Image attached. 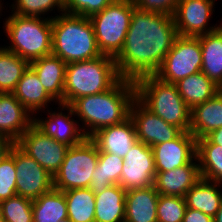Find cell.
<instances>
[{"mask_svg":"<svg viewBox=\"0 0 222 222\" xmlns=\"http://www.w3.org/2000/svg\"><path fill=\"white\" fill-rule=\"evenodd\" d=\"M177 36L173 16L135 7L124 46L114 58L120 78L154 75Z\"/></svg>","mask_w":222,"mask_h":222,"instance_id":"6da1fadb","label":"cell"},{"mask_svg":"<svg viewBox=\"0 0 222 222\" xmlns=\"http://www.w3.org/2000/svg\"><path fill=\"white\" fill-rule=\"evenodd\" d=\"M135 98V81L120 78L107 91L77 98L70 106L84 135L90 137L103 127L128 119Z\"/></svg>","mask_w":222,"mask_h":222,"instance_id":"7a4b0ae2","label":"cell"},{"mask_svg":"<svg viewBox=\"0 0 222 222\" xmlns=\"http://www.w3.org/2000/svg\"><path fill=\"white\" fill-rule=\"evenodd\" d=\"M52 55L66 64L97 58L99 51L89 17L63 13L52 19Z\"/></svg>","mask_w":222,"mask_h":222,"instance_id":"3957f363","label":"cell"},{"mask_svg":"<svg viewBox=\"0 0 222 222\" xmlns=\"http://www.w3.org/2000/svg\"><path fill=\"white\" fill-rule=\"evenodd\" d=\"M8 14L2 26L9 40L3 45L7 50L29 63L52 54V19Z\"/></svg>","mask_w":222,"mask_h":222,"instance_id":"277c9868","label":"cell"},{"mask_svg":"<svg viewBox=\"0 0 222 222\" xmlns=\"http://www.w3.org/2000/svg\"><path fill=\"white\" fill-rule=\"evenodd\" d=\"M119 79L115 59L109 55L69 63L66 67L63 104L70 105L77 98L105 92Z\"/></svg>","mask_w":222,"mask_h":222,"instance_id":"5b68a950","label":"cell"},{"mask_svg":"<svg viewBox=\"0 0 222 222\" xmlns=\"http://www.w3.org/2000/svg\"><path fill=\"white\" fill-rule=\"evenodd\" d=\"M136 97L165 122L190 131L191 108L179 95L177 86L146 75L135 81Z\"/></svg>","mask_w":222,"mask_h":222,"instance_id":"8992f818","label":"cell"},{"mask_svg":"<svg viewBox=\"0 0 222 222\" xmlns=\"http://www.w3.org/2000/svg\"><path fill=\"white\" fill-rule=\"evenodd\" d=\"M134 8L131 0H116L89 17L103 55L115 58L122 50Z\"/></svg>","mask_w":222,"mask_h":222,"instance_id":"52a82bcc","label":"cell"},{"mask_svg":"<svg viewBox=\"0 0 222 222\" xmlns=\"http://www.w3.org/2000/svg\"><path fill=\"white\" fill-rule=\"evenodd\" d=\"M98 156V148L89 137L80 144L71 146L59 171L53 177V188L59 191L88 188Z\"/></svg>","mask_w":222,"mask_h":222,"instance_id":"ba28073f","label":"cell"},{"mask_svg":"<svg viewBox=\"0 0 222 222\" xmlns=\"http://www.w3.org/2000/svg\"><path fill=\"white\" fill-rule=\"evenodd\" d=\"M201 66L200 36L178 35L154 76L163 82L175 84L179 80L201 71Z\"/></svg>","mask_w":222,"mask_h":222,"instance_id":"9c48e42d","label":"cell"},{"mask_svg":"<svg viewBox=\"0 0 222 222\" xmlns=\"http://www.w3.org/2000/svg\"><path fill=\"white\" fill-rule=\"evenodd\" d=\"M57 106L59 107L51 106L52 108L36 113L33 116V124L45 135L58 142L70 147L80 144L86 136L75 117L72 107L62 103L57 104Z\"/></svg>","mask_w":222,"mask_h":222,"instance_id":"30bf717a","label":"cell"},{"mask_svg":"<svg viewBox=\"0 0 222 222\" xmlns=\"http://www.w3.org/2000/svg\"><path fill=\"white\" fill-rule=\"evenodd\" d=\"M216 1L180 0L173 15L177 34L184 37H199L220 28L221 20L213 25L210 23L216 14Z\"/></svg>","mask_w":222,"mask_h":222,"instance_id":"8fae6325","label":"cell"},{"mask_svg":"<svg viewBox=\"0 0 222 222\" xmlns=\"http://www.w3.org/2000/svg\"><path fill=\"white\" fill-rule=\"evenodd\" d=\"M52 177L59 171L70 146L45 135L34 124L15 143Z\"/></svg>","mask_w":222,"mask_h":222,"instance_id":"7c38bea8","label":"cell"},{"mask_svg":"<svg viewBox=\"0 0 222 222\" xmlns=\"http://www.w3.org/2000/svg\"><path fill=\"white\" fill-rule=\"evenodd\" d=\"M16 194L35 200L53 189V177L32 157L14 144Z\"/></svg>","mask_w":222,"mask_h":222,"instance_id":"4fadbf2b","label":"cell"},{"mask_svg":"<svg viewBox=\"0 0 222 222\" xmlns=\"http://www.w3.org/2000/svg\"><path fill=\"white\" fill-rule=\"evenodd\" d=\"M123 159L119 185L124 190H137L154 185L156 170L150 146L138 141Z\"/></svg>","mask_w":222,"mask_h":222,"instance_id":"5bb4252c","label":"cell"},{"mask_svg":"<svg viewBox=\"0 0 222 222\" xmlns=\"http://www.w3.org/2000/svg\"><path fill=\"white\" fill-rule=\"evenodd\" d=\"M138 141L152 147L176 139L183 131L150 111L137 97L130 107Z\"/></svg>","mask_w":222,"mask_h":222,"instance_id":"9a60e30c","label":"cell"},{"mask_svg":"<svg viewBox=\"0 0 222 222\" xmlns=\"http://www.w3.org/2000/svg\"><path fill=\"white\" fill-rule=\"evenodd\" d=\"M156 172H166L184 166L197 155V139L182 132L176 139L152 146Z\"/></svg>","mask_w":222,"mask_h":222,"instance_id":"2e32d148","label":"cell"},{"mask_svg":"<svg viewBox=\"0 0 222 222\" xmlns=\"http://www.w3.org/2000/svg\"><path fill=\"white\" fill-rule=\"evenodd\" d=\"M89 138L96 144L98 152H108L122 158L138 142L136 128L130 117L118 125L99 129Z\"/></svg>","mask_w":222,"mask_h":222,"instance_id":"e0dca14e","label":"cell"},{"mask_svg":"<svg viewBox=\"0 0 222 222\" xmlns=\"http://www.w3.org/2000/svg\"><path fill=\"white\" fill-rule=\"evenodd\" d=\"M33 124V116L12 93H0V136L16 143Z\"/></svg>","mask_w":222,"mask_h":222,"instance_id":"ac0fdd59","label":"cell"},{"mask_svg":"<svg viewBox=\"0 0 222 222\" xmlns=\"http://www.w3.org/2000/svg\"><path fill=\"white\" fill-rule=\"evenodd\" d=\"M200 179L196 156L184 166L166 172H156L153 186L160 195L184 197Z\"/></svg>","mask_w":222,"mask_h":222,"instance_id":"d6986e66","label":"cell"},{"mask_svg":"<svg viewBox=\"0 0 222 222\" xmlns=\"http://www.w3.org/2000/svg\"><path fill=\"white\" fill-rule=\"evenodd\" d=\"M12 94L32 116L47 110L54 103L55 106L59 104L42 86L38 75L30 66L23 73Z\"/></svg>","mask_w":222,"mask_h":222,"instance_id":"ffe728a7","label":"cell"},{"mask_svg":"<svg viewBox=\"0 0 222 222\" xmlns=\"http://www.w3.org/2000/svg\"><path fill=\"white\" fill-rule=\"evenodd\" d=\"M159 195L154 186L127 190L124 222H157Z\"/></svg>","mask_w":222,"mask_h":222,"instance_id":"44dd1931","label":"cell"},{"mask_svg":"<svg viewBox=\"0 0 222 222\" xmlns=\"http://www.w3.org/2000/svg\"><path fill=\"white\" fill-rule=\"evenodd\" d=\"M42 86L58 102L63 104V93L67 64L54 55L41 57L30 62Z\"/></svg>","mask_w":222,"mask_h":222,"instance_id":"7402d4cb","label":"cell"},{"mask_svg":"<svg viewBox=\"0 0 222 222\" xmlns=\"http://www.w3.org/2000/svg\"><path fill=\"white\" fill-rule=\"evenodd\" d=\"M222 127V92L191 109L190 133L196 138L206 137Z\"/></svg>","mask_w":222,"mask_h":222,"instance_id":"603a6c76","label":"cell"},{"mask_svg":"<svg viewBox=\"0 0 222 222\" xmlns=\"http://www.w3.org/2000/svg\"><path fill=\"white\" fill-rule=\"evenodd\" d=\"M187 208L215 217L222 202V184L201 178L184 196Z\"/></svg>","mask_w":222,"mask_h":222,"instance_id":"cb8c5ba5","label":"cell"},{"mask_svg":"<svg viewBox=\"0 0 222 222\" xmlns=\"http://www.w3.org/2000/svg\"><path fill=\"white\" fill-rule=\"evenodd\" d=\"M125 196L126 190L119 184L95 194V222H124Z\"/></svg>","mask_w":222,"mask_h":222,"instance_id":"d4e9b609","label":"cell"},{"mask_svg":"<svg viewBox=\"0 0 222 222\" xmlns=\"http://www.w3.org/2000/svg\"><path fill=\"white\" fill-rule=\"evenodd\" d=\"M203 72L217 86H222V26L200 36Z\"/></svg>","mask_w":222,"mask_h":222,"instance_id":"484cf974","label":"cell"},{"mask_svg":"<svg viewBox=\"0 0 222 222\" xmlns=\"http://www.w3.org/2000/svg\"><path fill=\"white\" fill-rule=\"evenodd\" d=\"M175 85L179 95L191 109L220 91V87L201 71L179 80Z\"/></svg>","mask_w":222,"mask_h":222,"instance_id":"4316f807","label":"cell"},{"mask_svg":"<svg viewBox=\"0 0 222 222\" xmlns=\"http://www.w3.org/2000/svg\"><path fill=\"white\" fill-rule=\"evenodd\" d=\"M124 159L108 152H99L89 189L98 194L111 185L119 184Z\"/></svg>","mask_w":222,"mask_h":222,"instance_id":"83f0119b","label":"cell"},{"mask_svg":"<svg viewBox=\"0 0 222 222\" xmlns=\"http://www.w3.org/2000/svg\"><path fill=\"white\" fill-rule=\"evenodd\" d=\"M33 222H59L68 218V208L63 191L52 189L33 200Z\"/></svg>","mask_w":222,"mask_h":222,"instance_id":"f1b7e54d","label":"cell"},{"mask_svg":"<svg viewBox=\"0 0 222 222\" xmlns=\"http://www.w3.org/2000/svg\"><path fill=\"white\" fill-rule=\"evenodd\" d=\"M196 156L201 178L222 184V146L207 137L199 138Z\"/></svg>","mask_w":222,"mask_h":222,"instance_id":"f546056e","label":"cell"},{"mask_svg":"<svg viewBox=\"0 0 222 222\" xmlns=\"http://www.w3.org/2000/svg\"><path fill=\"white\" fill-rule=\"evenodd\" d=\"M71 222H95V194L89 188L63 191Z\"/></svg>","mask_w":222,"mask_h":222,"instance_id":"4dcf8cb0","label":"cell"},{"mask_svg":"<svg viewBox=\"0 0 222 222\" xmlns=\"http://www.w3.org/2000/svg\"><path fill=\"white\" fill-rule=\"evenodd\" d=\"M30 63L0 45V93H12Z\"/></svg>","mask_w":222,"mask_h":222,"instance_id":"1f68e13d","label":"cell"},{"mask_svg":"<svg viewBox=\"0 0 222 222\" xmlns=\"http://www.w3.org/2000/svg\"><path fill=\"white\" fill-rule=\"evenodd\" d=\"M6 9L23 17H42L53 19L65 13L64 0H12ZM11 5V6H10ZM57 12H56V11ZM54 11V12H53ZM51 13H55L54 16ZM59 13V14H58ZM51 14V15H49ZM48 15V16H47Z\"/></svg>","mask_w":222,"mask_h":222,"instance_id":"d6a6232c","label":"cell"},{"mask_svg":"<svg viewBox=\"0 0 222 222\" xmlns=\"http://www.w3.org/2000/svg\"><path fill=\"white\" fill-rule=\"evenodd\" d=\"M33 201L14 195L0 202V213L5 222H33Z\"/></svg>","mask_w":222,"mask_h":222,"instance_id":"836d02e7","label":"cell"},{"mask_svg":"<svg viewBox=\"0 0 222 222\" xmlns=\"http://www.w3.org/2000/svg\"><path fill=\"white\" fill-rule=\"evenodd\" d=\"M186 209L184 197L159 195L157 222H182Z\"/></svg>","mask_w":222,"mask_h":222,"instance_id":"e575fe53","label":"cell"},{"mask_svg":"<svg viewBox=\"0 0 222 222\" xmlns=\"http://www.w3.org/2000/svg\"><path fill=\"white\" fill-rule=\"evenodd\" d=\"M16 180L13 145L9 154L0 162V202L16 195Z\"/></svg>","mask_w":222,"mask_h":222,"instance_id":"d590c367","label":"cell"},{"mask_svg":"<svg viewBox=\"0 0 222 222\" xmlns=\"http://www.w3.org/2000/svg\"><path fill=\"white\" fill-rule=\"evenodd\" d=\"M116 0H64L65 13L90 17Z\"/></svg>","mask_w":222,"mask_h":222,"instance_id":"8d00e7d4","label":"cell"},{"mask_svg":"<svg viewBox=\"0 0 222 222\" xmlns=\"http://www.w3.org/2000/svg\"><path fill=\"white\" fill-rule=\"evenodd\" d=\"M141 10L173 16L180 0H131Z\"/></svg>","mask_w":222,"mask_h":222,"instance_id":"74e56055","label":"cell"},{"mask_svg":"<svg viewBox=\"0 0 222 222\" xmlns=\"http://www.w3.org/2000/svg\"><path fill=\"white\" fill-rule=\"evenodd\" d=\"M182 222H214V218L199 210L187 208Z\"/></svg>","mask_w":222,"mask_h":222,"instance_id":"f35d334b","label":"cell"},{"mask_svg":"<svg viewBox=\"0 0 222 222\" xmlns=\"http://www.w3.org/2000/svg\"><path fill=\"white\" fill-rule=\"evenodd\" d=\"M14 144L9 138L0 136V162L9 154Z\"/></svg>","mask_w":222,"mask_h":222,"instance_id":"ab89813d","label":"cell"},{"mask_svg":"<svg viewBox=\"0 0 222 222\" xmlns=\"http://www.w3.org/2000/svg\"><path fill=\"white\" fill-rule=\"evenodd\" d=\"M213 144L222 146V127L216 129L206 136Z\"/></svg>","mask_w":222,"mask_h":222,"instance_id":"60d3db41","label":"cell"},{"mask_svg":"<svg viewBox=\"0 0 222 222\" xmlns=\"http://www.w3.org/2000/svg\"><path fill=\"white\" fill-rule=\"evenodd\" d=\"M214 222H222V202L220 204V208L214 217Z\"/></svg>","mask_w":222,"mask_h":222,"instance_id":"b9f144b4","label":"cell"},{"mask_svg":"<svg viewBox=\"0 0 222 222\" xmlns=\"http://www.w3.org/2000/svg\"><path fill=\"white\" fill-rule=\"evenodd\" d=\"M3 1V2H2ZM6 2L4 3V0H0V19H3L2 18V16L4 17L6 14V12H8L6 9H5V7H6ZM3 10H5V11H3ZM3 11V12H2ZM3 13H4V15H3ZM0 23H2V22H0Z\"/></svg>","mask_w":222,"mask_h":222,"instance_id":"7bdbcfd3","label":"cell"},{"mask_svg":"<svg viewBox=\"0 0 222 222\" xmlns=\"http://www.w3.org/2000/svg\"><path fill=\"white\" fill-rule=\"evenodd\" d=\"M59 222H71V221L70 219L66 218V219L60 220Z\"/></svg>","mask_w":222,"mask_h":222,"instance_id":"ee69618b","label":"cell"},{"mask_svg":"<svg viewBox=\"0 0 222 222\" xmlns=\"http://www.w3.org/2000/svg\"><path fill=\"white\" fill-rule=\"evenodd\" d=\"M0 222H5L4 218L2 217L1 213H0Z\"/></svg>","mask_w":222,"mask_h":222,"instance_id":"f6af8a7d","label":"cell"}]
</instances>
